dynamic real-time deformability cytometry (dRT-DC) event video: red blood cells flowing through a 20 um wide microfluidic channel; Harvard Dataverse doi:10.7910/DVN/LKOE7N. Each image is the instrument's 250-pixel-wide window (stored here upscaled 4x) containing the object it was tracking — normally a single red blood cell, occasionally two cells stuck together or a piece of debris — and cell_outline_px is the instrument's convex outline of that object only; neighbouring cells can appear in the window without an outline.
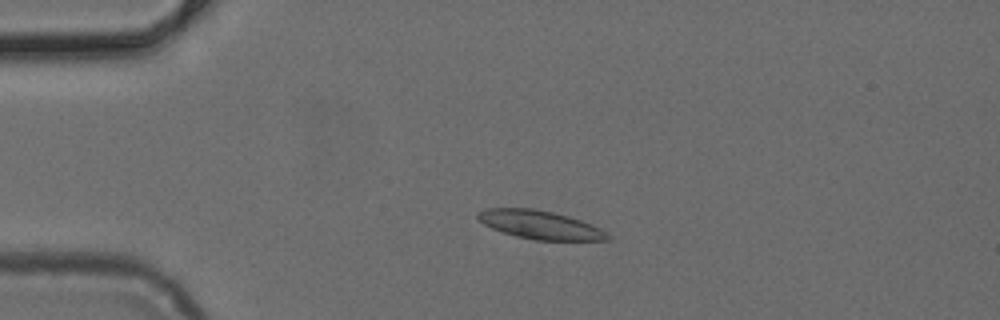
{"species": "common noctule bat (a hibernating species)", "species_latin": "Nyctalus noctula", "temperature_condition": "cold", "stored_images_in_passage": 39, "camera_frame_rate_fps": 3000, "um_per_image_px": 0.085, "animal": {"sex": "female", "body_mass_g": 24.6, "forearm_length_mm": 56.2}, "frame": {"image": 1, "passage_image": 1, "time_ms": 0.0, "image_size_px": [1000, 320], "cell_outline_px": [[612, 236], [608, 240], [536, 240], [516, 236], [492, 228], [476, 220], [476, 212], [488, 208], [532, 208], [552, 212], [568, 216], [592, 224], [600, 228]], "centroid_in_image_um": [45.88, 19.1], "position_along_channel_um": 39.1, "area_um2": 21.5}}
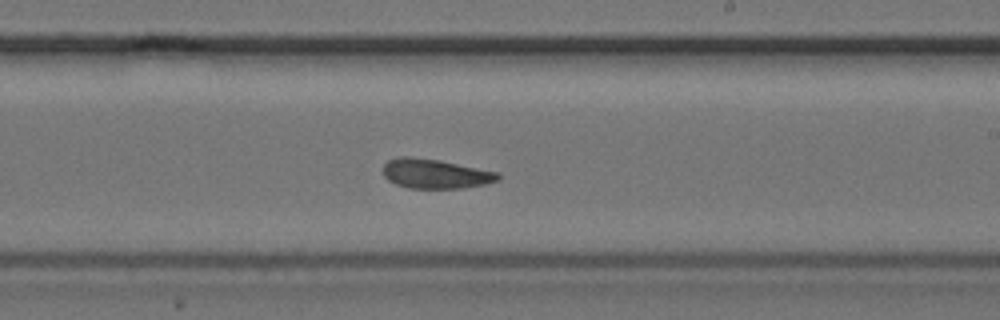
{"frame": {"image": 2, "passage_image": 19, "time_ms": 6.0, "image_size_px": [1000, 320], "cell_outline_px": [[500, 180], [484, 184], [464, 188], [408, 188], [396, 184], [388, 180], [384, 176], [384, 164], [388, 160], [400, 156], [408, 156], [440, 160], [500, 172]], "centroid_in_image_um": [37.02, 14.76], "position_along_channel_um": 252.0, "area_um2": 19.88}}
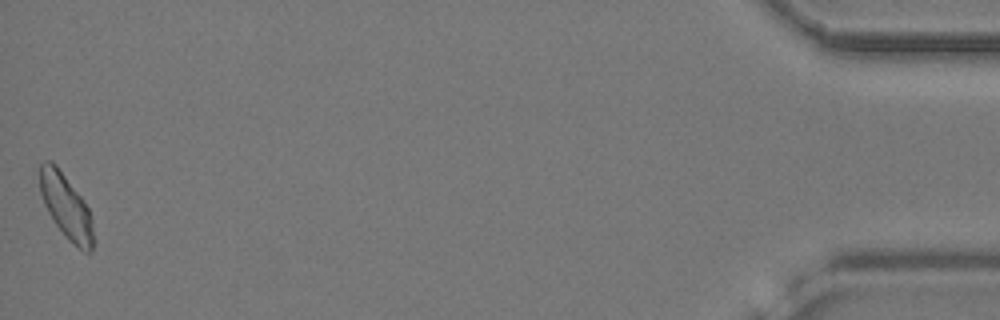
{"frame": {"image": 3, "passage_image": 39, "time_ms": 12.667, "image_size_px": [1000, 320], "cell_outline_px": [[96, 240], [92, 252], [84, 252], [72, 244], [64, 236], [48, 212], [44, 204], [40, 192], [40, 164], [44, 160], [52, 160], [56, 164], [84, 200], [88, 208]], "centroid_in_image_um": [5.65, 17.59], "position_along_channel_um": 429.6, "area_um2": 20.4}}